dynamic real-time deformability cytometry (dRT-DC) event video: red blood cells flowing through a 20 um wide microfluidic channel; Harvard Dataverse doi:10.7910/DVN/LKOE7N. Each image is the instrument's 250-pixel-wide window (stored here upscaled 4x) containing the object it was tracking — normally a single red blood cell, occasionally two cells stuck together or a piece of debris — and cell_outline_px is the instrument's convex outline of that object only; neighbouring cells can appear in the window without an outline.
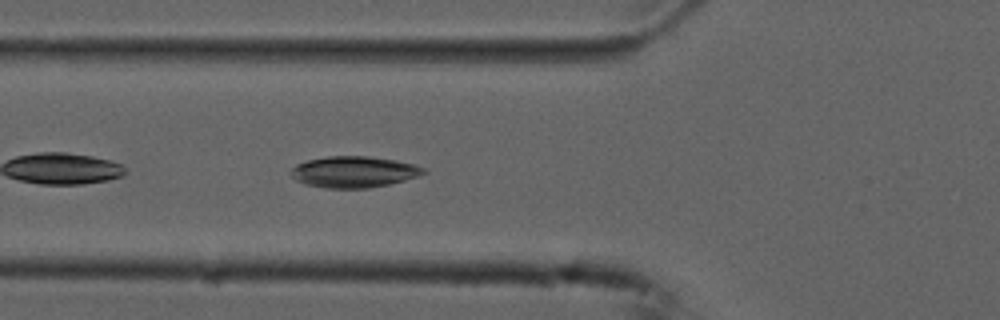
{"species": "common noctule bat (a hibernating species)", "species_latin": "Nyctalus noctula", "temperature_condition": "cold", "stored_images_in_passage": 34, "camera_frame_rate_fps": 3000, "um_per_image_px": 0.085, "animal": {"sex": "male", "forearm_length_mm": 52.5}, "frame": {"image": 1, "passage_image": 5, "time_ms": 1.333, "image_size_px": [1000, 320], "cell_outline_px": [[428, 172], [404, 180], [388, 184], [368, 188], [328, 188], [304, 184], [296, 180], [288, 172], [296, 164], [308, 160], [328, 156], [368, 156], [396, 160], [416, 164], [428, 168]], "centroid_in_image_um": [30.09, 14.6], "position_along_channel_um": 95.7, "area_um2": 24.28}}
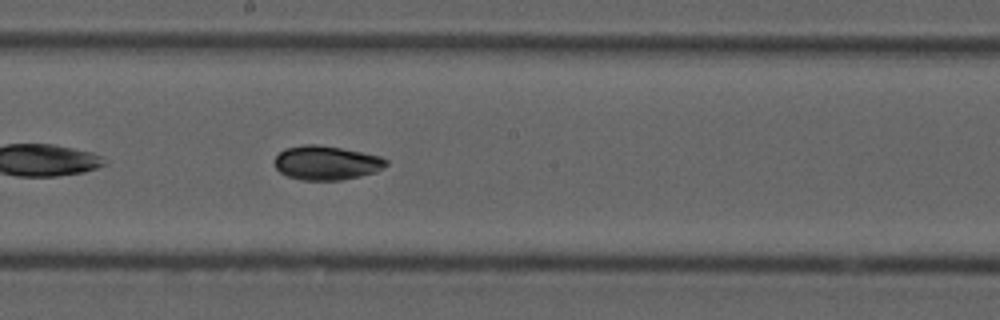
{"frame": {"image": 2, "passage_image": 15, "time_ms": 4.667, "image_size_px": [1000, 320], "cell_outline_px": [[388, 164], [384, 168], [376, 172], [360, 176], [340, 180], [300, 180], [288, 176], [280, 172], [276, 168], [276, 156], [284, 148], [304, 144], [316, 144], [340, 148], [380, 156], [388, 160]], "centroid_in_image_um": [27.76, 13.84], "position_along_channel_um": 220.4, "area_um2": 22.14}}
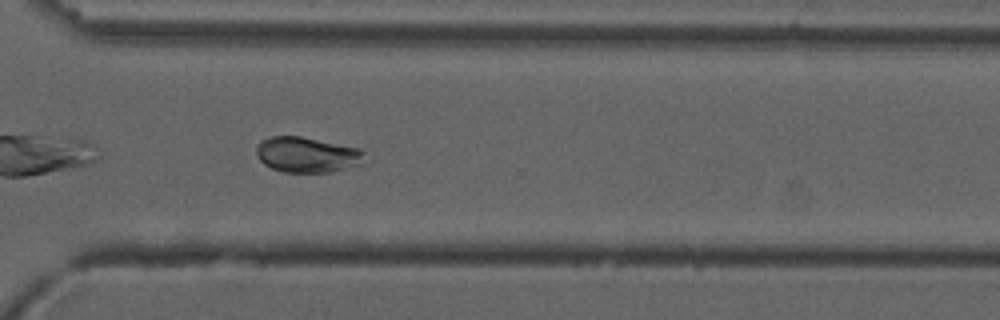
{"frame": {"image": 3, "passage_image": 25, "time_ms": 8.0, "image_size_px": [1000, 320], "cell_outline_px": [[364, 164], [332, 172], [284, 172], [272, 168], [264, 164], [256, 156], [256, 144], [260, 140], [268, 136], [300, 136], [360, 148], [364, 152]], "centroid_in_image_um": [26.09, 13.15], "position_along_channel_um": 344.5, "area_um2": 22.66}, "authors_computed_cell_mechanics": {"area_um2": 22.6865, "velocity_mm_per_s": 3.7268, "shape_relaxation_time_tau1_ms": 5.3672, "shape_relaxation_time_tau2_ms": 1.2031, "deformation_change_tau1": 0.1436, "deformation_change_tau2": 0.0324}}